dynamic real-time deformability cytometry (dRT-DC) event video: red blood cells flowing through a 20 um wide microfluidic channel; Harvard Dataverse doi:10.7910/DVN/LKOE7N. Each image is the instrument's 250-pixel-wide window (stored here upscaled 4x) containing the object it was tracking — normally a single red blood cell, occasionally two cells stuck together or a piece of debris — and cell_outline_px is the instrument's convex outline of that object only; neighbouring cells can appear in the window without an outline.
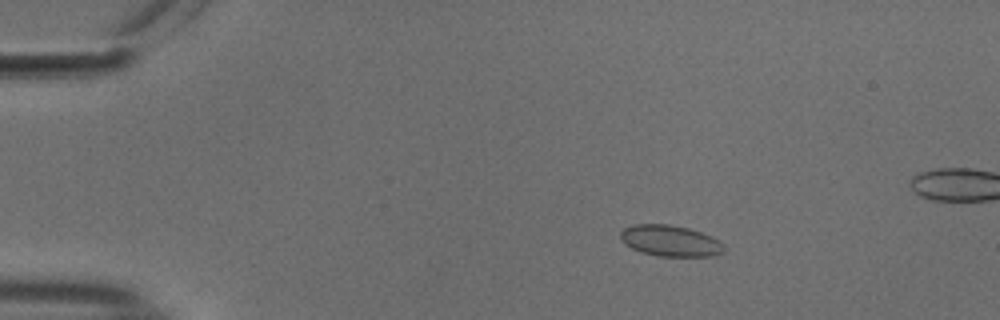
{"species": "common noctule bat (a hibernating species)", "species_latin": "Nyctalus noctula", "temperature_condition": "cold", "stored_images_in_passage": 49, "segment_of_instrument_passage": [1, 2], "camera_frame_rate_fps": 3000, "um_per_image_px": 0.085, "animal": {"sex": "male", "body_mass_g": 18.8}, "frame": {"image": 1, "passage_image": 3, "time_ms": 0.667, "image_size_px": [1000, 320], "cell_outline_px": [[724, 252], [712, 256], [660, 256], [644, 252], [632, 248], [624, 244], [620, 236], [620, 232], [624, 228], [632, 224], [668, 224], [688, 228], [712, 236], [720, 240], [724, 244]], "centroid_in_image_um": [56.99, 20.46], "position_along_channel_um": 28.0, "area_um2": 18.79}}
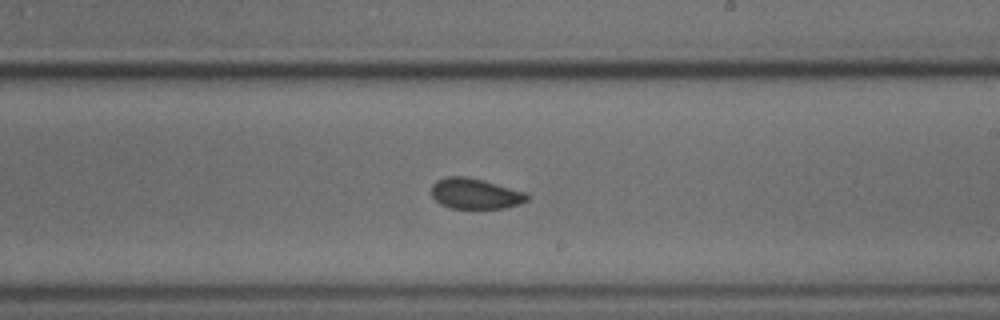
{"frame": {"image": 2, "passage_image": 26, "time_ms": 8.333, "image_size_px": [1000, 320], "cell_outline_px": [[528, 200], [520, 204], [504, 208], [452, 208], [440, 204], [432, 196], [432, 184], [436, 180], [444, 176], [464, 176], [484, 180], [524, 192], [528, 196]], "centroid_in_image_um": [40.36, 16.45], "position_along_channel_um": 248.6, "area_um2": 16.99}}
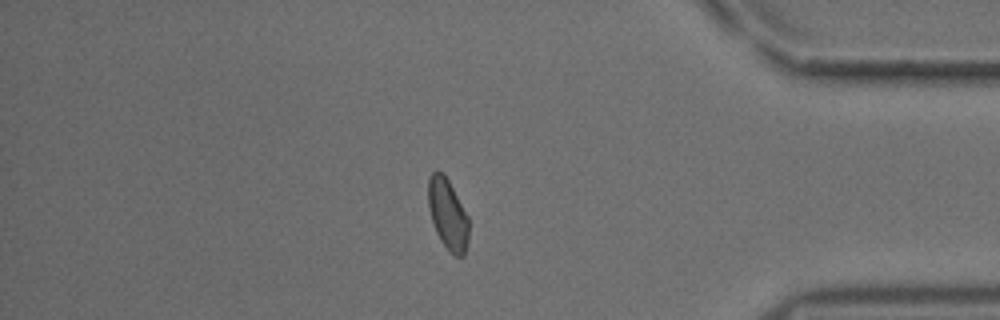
{"frame": {"image": 3, "passage_image": 40, "time_ms": 13.0, "image_size_px": [1000, 320], "cell_outline_px": [[468, 240], [464, 256], [456, 256], [448, 252], [440, 240], [436, 232], [428, 208], [428, 180], [432, 172], [436, 168], [448, 180], [468, 216]], "centroid_in_image_um": [38.05, 18.23], "position_along_channel_um": 397.2, "area_um2": 16.7}}